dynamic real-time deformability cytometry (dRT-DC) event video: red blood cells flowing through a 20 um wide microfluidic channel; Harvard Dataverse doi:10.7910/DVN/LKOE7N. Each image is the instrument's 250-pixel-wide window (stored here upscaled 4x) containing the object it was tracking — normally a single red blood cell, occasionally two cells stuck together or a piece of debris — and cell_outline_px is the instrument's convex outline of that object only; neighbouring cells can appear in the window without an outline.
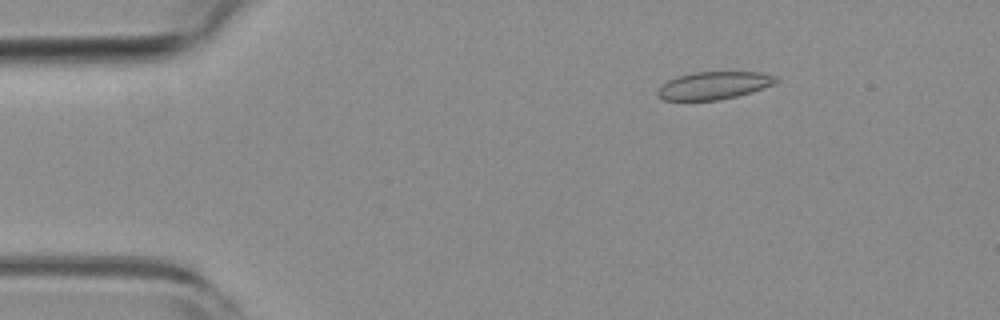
{"species": "common noctule bat (a hibernating species)", "species_latin": "Nyctalus noctula", "temperature_condition": "room temperature", "stored_images_in_passage": 46, "camera_frame_rate_fps": 3000, "um_per_image_px": 0.085, "animal": {"sex": "female", "body_mass_g": 19.3, "forearm_length_mm": 54.1}, "frame": {"image": 1, "passage_image": 8, "time_ms": 2.333, "image_size_px": [1000, 320], "cell_outline_px": [[780, 80], [776, 84], [752, 92], [720, 100], [664, 100], [656, 96], [656, 92], [660, 84], [676, 76], [692, 72], [760, 72], [776, 76]], "centroid_in_image_um": [60.67, 7.26], "position_along_channel_um": 24.3, "area_um2": 19.42}}
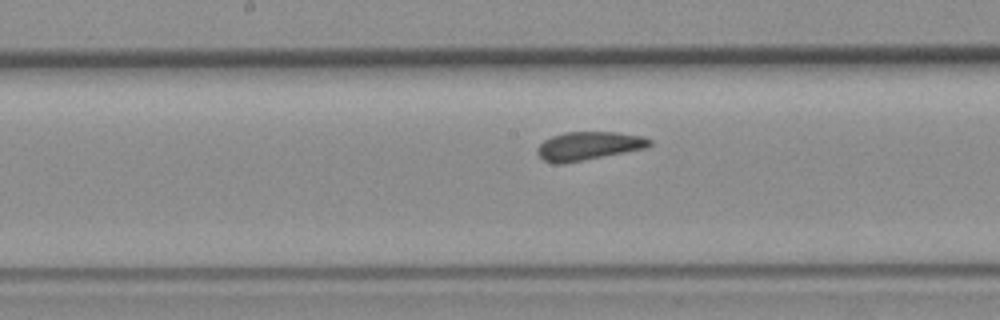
{"frame": {"image": 2, "passage_image": 27, "time_ms": 8.667, "image_size_px": [1000, 320], "cell_outline_px": [[652, 144], [648, 148], [560, 164], [556, 164], [544, 160], [536, 152], [536, 148], [544, 140], [552, 136], [564, 132], [616, 132], [644, 136], [652, 140]], "centroid_in_image_um": [50.05, 12.39], "position_along_channel_um": 198.1, "area_um2": 18.61}}
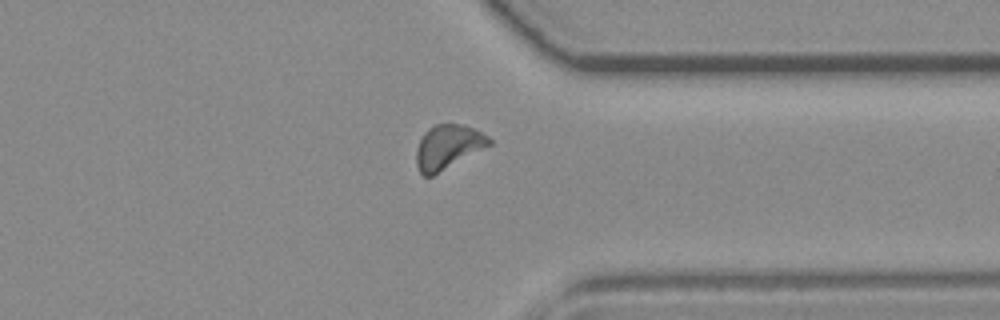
{"frame": {"image": 3, "passage_image": 41, "time_ms": 13.333, "image_size_px": [1000, 320], "cell_outline_px": [[492, 144], [432, 176], [424, 176], [420, 172], [416, 164], [416, 148], [424, 132], [428, 128], [436, 124], [464, 124], [488, 136], [492, 140]], "centroid_in_image_um": [38.06, 12.48], "position_along_channel_um": 373.3, "area_um2": 18.67}, "authors_computed_cell_mechanics": {"area_um2": 18.8717, "velocity_mm_per_s": 3.8381, "shape_relaxation_time_tau1_ms": 2.7542, "shape_relaxation_time_tau2_ms": 0.842, "deformation_change_tau1": 0.0852, "deformation_change_tau2": 0.0687}}